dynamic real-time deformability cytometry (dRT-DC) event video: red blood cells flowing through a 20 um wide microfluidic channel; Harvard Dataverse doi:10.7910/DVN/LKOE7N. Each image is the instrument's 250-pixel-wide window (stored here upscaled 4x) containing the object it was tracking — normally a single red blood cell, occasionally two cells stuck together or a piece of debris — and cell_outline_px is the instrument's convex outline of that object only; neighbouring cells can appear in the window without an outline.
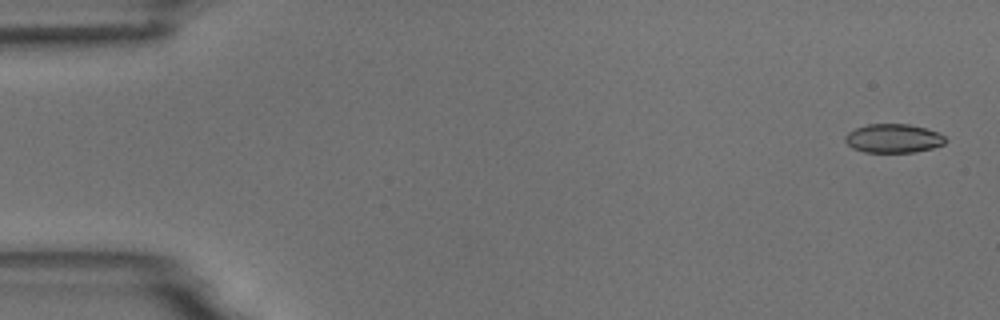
{"species": "common noctule bat (a hibernating species)", "species_latin": "Nyctalus noctula", "temperature_condition": "room temperature", "stored_images_in_passage": 5, "camera_frame_rate_fps": 3000, "um_per_image_px": 0.085, "animal": {"sex": "male", "body_mass_g": 18.8}, "frame": {"image": 1, "passage_image": 1, "time_ms": 0.0, "image_size_px": [1000, 320], "cell_outline_px": [[948, 140], [944, 144], [932, 148], [916, 152], [864, 152], [852, 148], [844, 140], [844, 136], [848, 132], [856, 128], [868, 124], [908, 124], [924, 128], [936, 132], [944, 136]], "centroid_in_image_um": [75.92, 11.77], "position_along_channel_um": 9.1, "area_um2": 16.82}}